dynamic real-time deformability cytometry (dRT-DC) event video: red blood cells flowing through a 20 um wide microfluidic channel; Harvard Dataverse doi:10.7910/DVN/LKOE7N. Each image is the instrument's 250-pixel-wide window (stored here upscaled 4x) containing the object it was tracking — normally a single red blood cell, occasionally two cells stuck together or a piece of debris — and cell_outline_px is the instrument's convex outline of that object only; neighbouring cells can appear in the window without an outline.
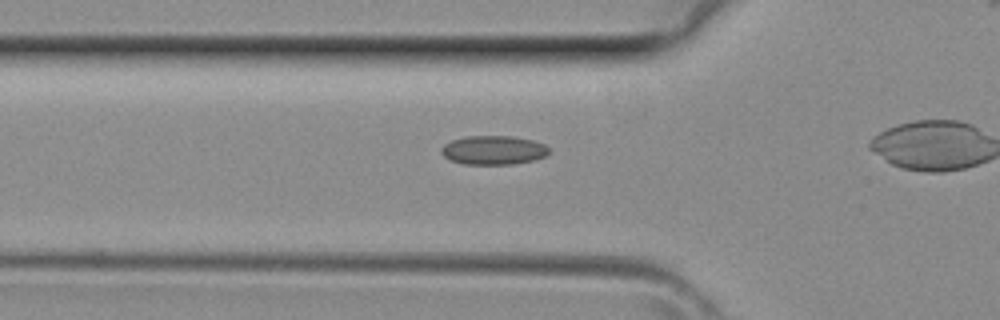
{"species": "common noctule bat (a hibernating species)", "species_latin": "Nyctalus noctula", "temperature_condition": "room temperature", "stored_images_in_passage": 4, "camera_frame_rate_fps": 3000, "um_per_image_px": 0.085, "animal": {"sex": "female", "body_mass_g": 29.2, "forearm_length_mm": 56.3}, "frame": {"image": 1, "passage_image": 3, "time_ms": 0.667, "image_size_px": [1000, 320], "cell_outline_px": [[548, 152], [544, 156], [532, 160], [512, 164], [464, 164], [452, 160], [444, 156], [440, 152], [440, 148], [444, 144], [452, 140], [468, 136], [512, 136], [532, 140], [544, 144], [548, 148]], "centroid_in_image_um": [41.91, 12.75], "position_along_channel_um": 83.9, "area_um2": 17.98}}